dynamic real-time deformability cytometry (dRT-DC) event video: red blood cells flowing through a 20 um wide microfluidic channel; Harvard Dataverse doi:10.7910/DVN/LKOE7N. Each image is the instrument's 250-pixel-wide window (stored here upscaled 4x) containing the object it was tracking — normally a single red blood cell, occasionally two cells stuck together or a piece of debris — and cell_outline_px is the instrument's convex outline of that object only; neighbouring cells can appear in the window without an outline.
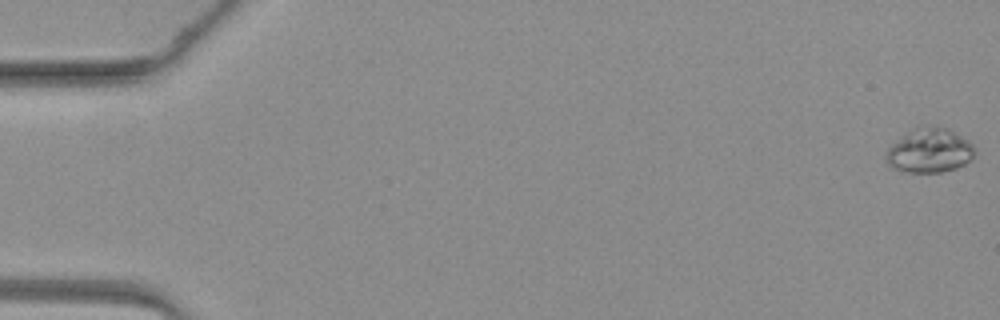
{"species": "common noctule bat (a hibernating species)", "species_latin": "Nyctalus noctula", "temperature_condition": "warm", "stored_images_in_passage": 47, "camera_frame_rate_fps": 3000, "um_per_image_px": 0.085, "animal": {"sex": "female", "body_mass_g": 19.3, "forearm_length_mm": 54.1}, "frame": {"image": 1, "passage_image": 1, "time_ms": 0.0, "image_size_px": [1000, 320], "cell_outline_px": [[976, 148], [972, 156], [964, 164], [956, 168], [940, 172], [908, 172], [896, 168], [888, 164], [884, 156], [888, 148], [892, 144], [920, 124], [944, 128], [968, 140]], "centroid_in_image_um": [78.99, 12.8], "position_along_channel_um": 6.0, "area_um2": 22.48}}
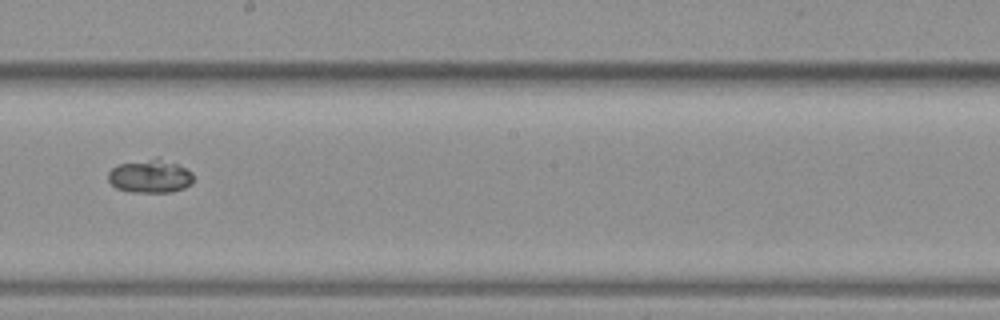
{"frame": {"image": 2, "passage_image": 28, "time_ms": 9.0, "image_size_px": [1000, 320], "cell_outline_px": [[192, 184], [184, 188], [172, 192], [128, 192], [116, 188], [108, 180], [108, 172], [116, 164], [156, 156], [176, 164], [192, 172]], "centroid_in_image_um": [12.73, 14.96], "position_along_channel_um": 235.5, "area_um2": 16.88}}
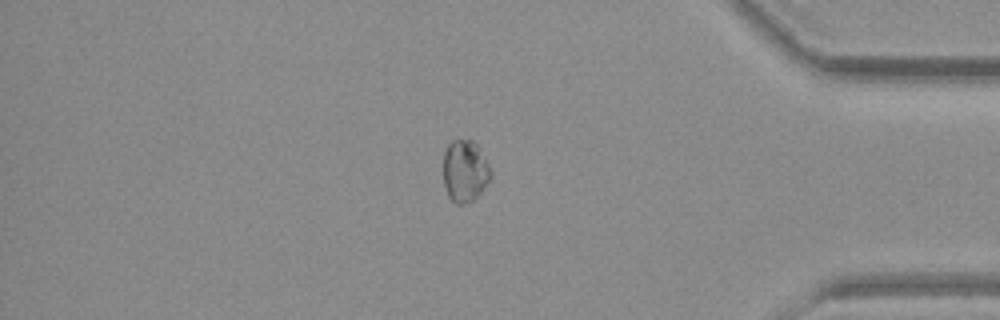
{"frame": {"image": 3, "passage_image": 41, "time_ms": 13.333, "image_size_px": [1000, 320], "cell_outline_px": [[492, 176], [484, 188], [472, 200], [460, 204], [456, 204], [448, 196], [444, 184], [444, 152], [448, 144], [452, 140], [472, 140], [476, 144], [488, 164], [492, 172]], "centroid_in_image_um": [39.51, 14.53], "position_along_channel_um": 395.7, "area_um2": 16.88}}